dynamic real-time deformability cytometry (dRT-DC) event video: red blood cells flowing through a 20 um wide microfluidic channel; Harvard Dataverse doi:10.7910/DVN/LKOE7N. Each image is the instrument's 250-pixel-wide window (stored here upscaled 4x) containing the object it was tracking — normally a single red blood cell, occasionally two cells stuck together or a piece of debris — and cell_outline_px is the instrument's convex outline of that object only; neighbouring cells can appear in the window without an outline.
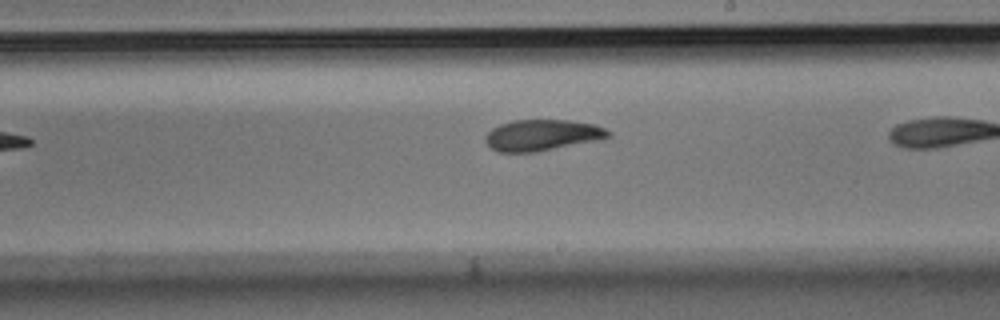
{"species": "Egyptian fruit bat (a non-hibernating species)", "species_latin": "Rousettus aegyptiacus", "temperature_condition": "room temperature", "stored_images_in_passage": 9, "camera_frame_rate_fps": 3000, "um_per_image_px": 0.085, "animal": {"sex": "male"}, "frame": {"image": 1, "passage_image": 7, "time_ms": 2.0, "image_size_px": [1000, 320], "cell_outline_px": [[612, 136], [596, 140], [536, 152], [496, 152], [484, 140], [484, 136], [492, 128], [500, 124], [512, 120], [568, 120], [596, 124], [612, 132]], "centroid_in_image_um": [46.07, 11.48], "position_along_channel_um": 242.9, "area_um2": 22.31}}